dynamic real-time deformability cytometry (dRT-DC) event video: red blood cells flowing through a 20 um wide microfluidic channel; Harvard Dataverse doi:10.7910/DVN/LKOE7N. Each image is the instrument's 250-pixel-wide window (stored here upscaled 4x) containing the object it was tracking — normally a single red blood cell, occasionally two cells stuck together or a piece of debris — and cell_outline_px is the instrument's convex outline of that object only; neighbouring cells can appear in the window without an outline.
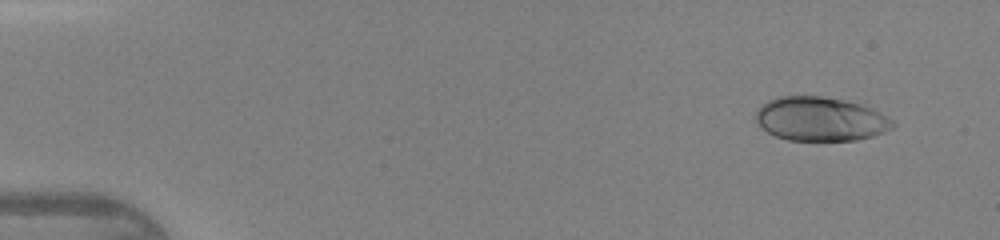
{"species": "human", "species_latin": "Homo sapiens", "temperature_condition": "warm", "stored_images_in_passage": 43, "camera_frame_rate_fps": 3000, "um_per_image_px": 0.085, "donor": {"sex": "female"}, "frame": {"image": 1, "passage_image": 2, "time_ms": 0.333, "image_size_px": [1000, 240], "cell_outline_px": [[896, 124], [892, 128], [884, 132], [872, 136], [856, 140], [788, 140], [776, 136], [768, 132], [756, 124], [756, 108], [760, 104], [768, 100], [780, 96], [820, 96], [844, 100], [860, 104], [872, 108], [880, 112], [892, 120]], "centroid_in_image_um": [69.71, 10.11], "position_along_channel_um": 15.3, "area_um2": 35.2}}
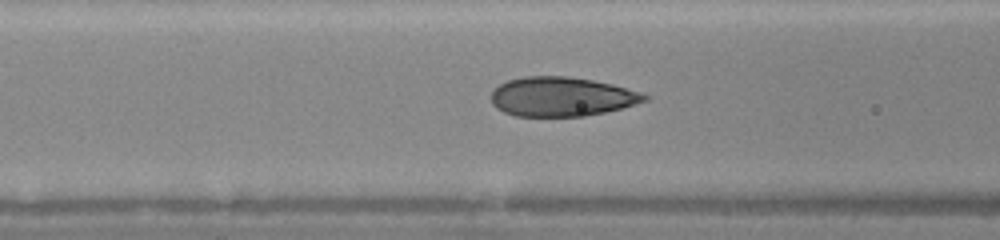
{"frame": {"image": 2, "passage_image": 17, "time_ms": 5.333, "image_size_px": [1000, 240], "cell_outline_px": [[648, 100], [620, 108], [604, 112], [584, 116], [516, 116], [504, 112], [496, 108], [492, 104], [492, 92], [500, 84], [508, 80], [524, 76], [568, 76], [592, 80], [612, 84], [644, 92], [648, 96]], "centroid_in_image_um": [47.75, 8.21], "position_along_channel_um": 118.9, "area_um2": 35.08}}
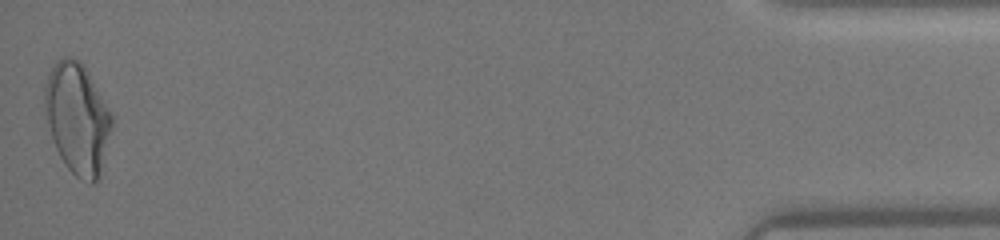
{"frame": {"image": 3, "passage_image": 43, "time_ms": 14.0, "image_size_px": [1000, 240], "cell_outline_px": [[112, 128], [100, 180], [92, 184], [88, 184], [80, 180], [68, 168], [60, 156], [56, 148], [48, 124], [44, 104], [44, 88], [48, 72], [56, 60], [64, 56], [68, 56], [80, 60], [84, 64], [108, 108], [112, 116]], "centroid_in_image_um": [6.59, 10.07], "position_along_channel_um": 428.6, "area_um2": 43.64}}